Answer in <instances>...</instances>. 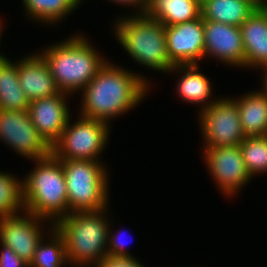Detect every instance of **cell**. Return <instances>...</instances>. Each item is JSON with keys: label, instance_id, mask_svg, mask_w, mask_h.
Masks as SVG:
<instances>
[{"label": "cell", "instance_id": "6da1fadb", "mask_svg": "<svg viewBox=\"0 0 267 267\" xmlns=\"http://www.w3.org/2000/svg\"><path fill=\"white\" fill-rule=\"evenodd\" d=\"M148 83L143 76L106 62L82 90L80 116L109 123L141 102Z\"/></svg>", "mask_w": 267, "mask_h": 267}, {"label": "cell", "instance_id": "7a4b0ae2", "mask_svg": "<svg viewBox=\"0 0 267 267\" xmlns=\"http://www.w3.org/2000/svg\"><path fill=\"white\" fill-rule=\"evenodd\" d=\"M61 42L39 54L46 61L60 92L69 95L83 90L106 61L85 36L77 34Z\"/></svg>", "mask_w": 267, "mask_h": 267}, {"label": "cell", "instance_id": "3957f363", "mask_svg": "<svg viewBox=\"0 0 267 267\" xmlns=\"http://www.w3.org/2000/svg\"><path fill=\"white\" fill-rule=\"evenodd\" d=\"M106 213V209L69 213L52 224L63 237L68 264L96 267L108 256Z\"/></svg>", "mask_w": 267, "mask_h": 267}, {"label": "cell", "instance_id": "277c9868", "mask_svg": "<svg viewBox=\"0 0 267 267\" xmlns=\"http://www.w3.org/2000/svg\"><path fill=\"white\" fill-rule=\"evenodd\" d=\"M34 161L37 166L22 181L24 212L54 224L70 213L62 162L52 153Z\"/></svg>", "mask_w": 267, "mask_h": 267}, {"label": "cell", "instance_id": "5b68a950", "mask_svg": "<svg viewBox=\"0 0 267 267\" xmlns=\"http://www.w3.org/2000/svg\"><path fill=\"white\" fill-rule=\"evenodd\" d=\"M134 15L116 20L115 37L129 56L140 65L169 72L175 65L169 58L165 26L146 14Z\"/></svg>", "mask_w": 267, "mask_h": 267}, {"label": "cell", "instance_id": "8992f818", "mask_svg": "<svg viewBox=\"0 0 267 267\" xmlns=\"http://www.w3.org/2000/svg\"><path fill=\"white\" fill-rule=\"evenodd\" d=\"M70 213L107 209L108 177L96 160H61ZM104 166V167H103Z\"/></svg>", "mask_w": 267, "mask_h": 267}, {"label": "cell", "instance_id": "52a82bcc", "mask_svg": "<svg viewBox=\"0 0 267 267\" xmlns=\"http://www.w3.org/2000/svg\"><path fill=\"white\" fill-rule=\"evenodd\" d=\"M70 124V119L60 138L51 146V153L60 160H98L108 141L109 124L82 116Z\"/></svg>", "mask_w": 267, "mask_h": 267}, {"label": "cell", "instance_id": "ba28073f", "mask_svg": "<svg viewBox=\"0 0 267 267\" xmlns=\"http://www.w3.org/2000/svg\"><path fill=\"white\" fill-rule=\"evenodd\" d=\"M205 148L237 146L244 139L235 99H216L200 112Z\"/></svg>", "mask_w": 267, "mask_h": 267}, {"label": "cell", "instance_id": "9c48e42d", "mask_svg": "<svg viewBox=\"0 0 267 267\" xmlns=\"http://www.w3.org/2000/svg\"><path fill=\"white\" fill-rule=\"evenodd\" d=\"M21 156L42 159L51 154V146L32 123L28 110H0V140Z\"/></svg>", "mask_w": 267, "mask_h": 267}, {"label": "cell", "instance_id": "30bf717a", "mask_svg": "<svg viewBox=\"0 0 267 267\" xmlns=\"http://www.w3.org/2000/svg\"><path fill=\"white\" fill-rule=\"evenodd\" d=\"M203 153L212 177L226 196L236 194L252 178L239 145L206 148Z\"/></svg>", "mask_w": 267, "mask_h": 267}, {"label": "cell", "instance_id": "8fae6325", "mask_svg": "<svg viewBox=\"0 0 267 267\" xmlns=\"http://www.w3.org/2000/svg\"><path fill=\"white\" fill-rule=\"evenodd\" d=\"M21 215L23 216L19 213L14 216L0 217V242L10 247L30 265L36 248L44 237L41 231L42 224H39L43 220H48L27 212H22Z\"/></svg>", "mask_w": 267, "mask_h": 267}, {"label": "cell", "instance_id": "7c38bea8", "mask_svg": "<svg viewBox=\"0 0 267 267\" xmlns=\"http://www.w3.org/2000/svg\"><path fill=\"white\" fill-rule=\"evenodd\" d=\"M170 61L174 65L197 64L204 58V20L199 18L165 27Z\"/></svg>", "mask_w": 267, "mask_h": 267}, {"label": "cell", "instance_id": "4fadbf2b", "mask_svg": "<svg viewBox=\"0 0 267 267\" xmlns=\"http://www.w3.org/2000/svg\"><path fill=\"white\" fill-rule=\"evenodd\" d=\"M207 55L228 65L244 67L245 53L240 28L204 20V57Z\"/></svg>", "mask_w": 267, "mask_h": 267}, {"label": "cell", "instance_id": "5bb4252c", "mask_svg": "<svg viewBox=\"0 0 267 267\" xmlns=\"http://www.w3.org/2000/svg\"><path fill=\"white\" fill-rule=\"evenodd\" d=\"M66 93L44 97L30 102L28 113L43 139L52 146L71 119Z\"/></svg>", "mask_w": 267, "mask_h": 267}, {"label": "cell", "instance_id": "9a60e30c", "mask_svg": "<svg viewBox=\"0 0 267 267\" xmlns=\"http://www.w3.org/2000/svg\"><path fill=\"white\" fill-rule=\"evenodd\" d=\"M17 67L20 86L30 102L60 93L46 61L40 54L22 58Z\"/></svg>", "mask_w": 267, "mask_h": 267}, {"label": "cell", "instance_id": "2e32d148", "mask_svg": "<svg viewBox=\"0 0 267 267\" xmlns=\"http://www.w3.org/2000/svg\"><path fill=\"white\" fill-rule=\"evenodd\" d=\"M239 28L244 45V66L267 68V6L257 7Z\"/></svg>", "mask_w": 267, "mask_h": 267}, {"label": "cell", "instance_id": "e0dca14e", "mask_svg": "<svg viewBox=\"0 0 267 267\" xmlns=\"http://www.w3.org/2000/svg\"><path fill=\"white\" fill-rule=\"evenodd\" d=\"M242 130L246 137L267 136V95L252 91L236 98Z\"/></svg>", "mask_w": 267, "mask_h": 267}, {"label": "cell", "instance_id": "ac0fdd59", "mask_svg": "<svg viewBox=\"0 0 267 267\" xmlns=\"http://www.w3.org/2000/svg\"><path fill=\"white\" fill-rule=\"evenodd\" d=\"M174 71L184 74L181 75L177 83V93L182 100L191 104L204 103L201 105V110L215 102V100L210 102L208 99L212 96V84L209 78H206L204 74L199 72L197 64L175 65L169 72L173 73Z\"/></svg>", "mask_w": 267, "mask_h": 267}, {"label": "cell", "instance_id": "d6986e66", "mask_svg": "<svg viewBox=\"0 0 267 267\" xmlns=\"http://www.w3.org/2000/svg\"><path fill=\"white\" fill-rule=\"evenodd\" d=\"M146 15L167 27L199 18L201 6L194 0H149Z\"/></svg>", "mask_w": 267, "mask_h": 267}, {"label": "cell", "instance_id": "ffe728a7", "mask_svg": "<svg viewBox=\"0 0 267 267\" xmlns=\"http://www.w3.org/2000/svg\"><path fill=\"white\" fill-rule=\"evenodd\" d=\"M257 8L249 0H207L201 6L203 20L240 27Z\"/></svg>", "mask_w": 267, "mask_h": 267}, {"label": "cell", "instance_id": "44dd1931", "mask_svg": "<svg viewBox=\"0 0 267 267\" xmlns=\"http://www.w3.org/2000/svg\"><path fill=\"white\" fill-rule=\"evenodd\" d=\"M29 105L20 86L17 64L7 57L0 59V110L26 111Z\"/></svg>", "mask_w": 267, "mask_h": 267}, {"label": "cell", "instance_id": "7402d4cb", "mask_svg": "<svg viewBox=\"0 0 267 267\" xmlns=\"http://www.w3.org/2000/svg\"><path fill=\"white\" fill-rule=\"evenodd\" d=\"M24 8L32 19L48 24H55L65 19L72 11L78 8L76 0H22Z\"/></svg>", "mask_w": 267, "mask_h": 267}, {"label": "cell", "instance_id": "603a6c76", "mask_svg": "<svg viewBox=\"0 0 267 267\" xmlns=\"http://www.w3.org/2000/svg\"><path fill=\"white\" fill-rule=\"evenodd\" d=\"M51 238L46 244L41 240L38 244L33 261L29 267H62L67 265L65 245L63 237L52 226Z\"/></svg>", "mask_w": 267, "mask_h": 267}, {"label": "cell", "instance_id": "cb8c5ba5", "mask_svg": "<svg viewBox=\"0 0 267 267\" xmlns=\"http://www.w3.org/2000/svg\"><path fill=\"white\" fill-rule=\"evenodd\" d=\"M21 181L11 174L0 172V217L24 211Z\"/></svg>", "mask_w": 267, "mask_h": 267}, {"label": "cell", "instance_id": "d4e9b609", "mask_svg": "<svg viewBox=\"0 0 267 267\" xmlns=\"http://www.w3.org/2000/svg\"><path fill=\"white\" fill-rule=\"evenodd\" d=\"M239 146L251 177L267 172V136L245 137Z\"/></svg>", "mask_w": 267, "mask_h": 267}, {"label": "cell", "instance_id": "484cf974", "mask_svg": "<svg viewBox=\"0 0 267 267\" xmlns=\"http://www.w3.org/2000/svg\"><path fill=\"white\" fill-rule=\"evenodd\" d=\"M122 232V231H121ZM122 234V233H121ZM108 256L114 257H132L125 248V242L120 238V234H113L110 228L108 229Z\"/></svg>", "mask_w": 267, "mask_h": 267}, {"label": "cell", "instance_id": "4316f807", "mask_svg": "<svg viewBox=\"0 0 267 267\" xmlns=\"http://www.w3.org/2000/svg\"><path fill=\"white\" fill-rule=\"evenodd\" d=\"M0 252V267H29L10 247L3 244Z\"/></svg>", "mask_w": 267, "mask_h": 267}, {"label": "cell", "instance_id": "83f0119b", "mask_svg": "<svg viewBox=\"0 0 267 267\" xmlns=\"http://www.w3.org/2000/svg\"><path fill=\"white\" fill-rule=\"evenodd\" d=\"M96 267H144L134 257L107 256Z\"/></svg>", "mask_w": 267, "mask_h": 267}, {"label": "cell", "instance_id": "f1b7e54d", "mask_svg": "<svg viewBox=\"0 0 267 267\" xmlns=\"http://www.w3.org/2000/svg\"><path fill=\"white\" fill-rule=\"evenodd\" d=\"M112 2H116V3H120L122 5H128L132 7L135 5L136 8H138V12L137 15H144L146 14L147 8H148V4H149V0H110Z\"/></svg>", "mask_w": 267, "mask_h": 267}, {"label": "cell", "instance_id": "f546056e", "mask_svg": "<svg viewBox=\"0 0 267 267\" xmlns=\"http://www.w3.org/2000/svg\"><path fill=\"white\" fill-rule=\"evenodd\" d=\"M257 7H266L267 6V0H249Z\"/></svg>", "mask_w": 267, "mask_h": 267}, {"label": "cell", "instance_id": "4dcf8cb0", "mask_svg": "<svg viewBox=\"0 0 267 267\" xmlns=\"http://www.w3.org/2000/svg\"><path fill=\"white\" fill-rule=\"evenodd\" d=\"M264 71L263 72H265V74H264V78H263V91L266 93V95H267V68H264L263 69Z\"/></svg>", "mask_w": 267, "mask_h": 267}, {"label": "cell", "instance_id": "1f68e13d", "mask_svg": "<svg viewBox=\"0 0 267 267\" xmlns=\"http://www.w3.org/2000/svg\"><path fill=\"white\" fill-rule=\"evenodd\" d=\"M196 1L200 6H202L207 0H194Z\"/></svg>", "mask_w": 267, "mask_h": 267}, {"label": "cell", "instance_id": "d6a6232c", "mask_svg": "<svg viewBox=\"0 0 267 267\" xmlns=\"http://www.w3.org/2000/svg\"><path fill=\"white\" fill-rule=\"evenodd\" d=\"M1 25H2V24H1V20H0V38H1V32H2V31H1V30H2V29H1V28H2ZM2 58H4V55H1V54H0V59H2Z\"/></svg>", "mask_w": 267, "mask_h": 267}]
</instances>
